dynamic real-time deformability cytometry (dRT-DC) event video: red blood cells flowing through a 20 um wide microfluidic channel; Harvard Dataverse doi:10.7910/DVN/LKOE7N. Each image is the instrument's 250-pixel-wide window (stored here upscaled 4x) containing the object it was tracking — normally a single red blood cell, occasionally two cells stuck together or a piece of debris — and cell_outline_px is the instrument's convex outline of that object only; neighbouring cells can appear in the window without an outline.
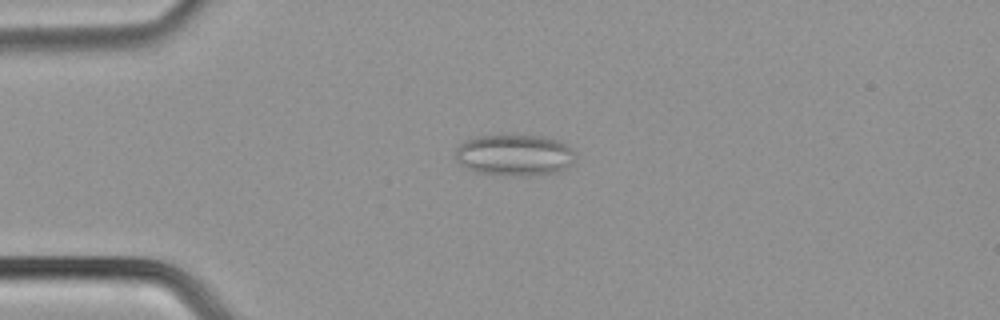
{"species": "common noctule bat (a hibernating species)", "species_latin": "Nyctalus noctula", "temperature_condition": "cold", "stored_images_in_passage": 51, "segment_of_instrument_passage": [1, 2], "camera_frame_rate_fps": 3000, "um_per_image_px": 0.085, "animal": {"sex": "male", "body_mass_g": 21.5, "forearm_length_mm": 52.0}, "frame": {"image": 1, "passage_image": 13, "time_ms": 4.0, "image_size_px": [1000, 320], "cell_outline_px": [[576, 156], [572, 164], [560, 172], [544, 176], [512, 176], [476, 172], [464, 168], [456, 160], [456, 148], [464, 140], [476, 136], [508, 132], [512, 132], [544, 136], [560, 140], [572, 148]], "centroid_in_image_um": [43.76, 13.15], "position_along_channel_um": 41.2, "area_um2": 30.58}}